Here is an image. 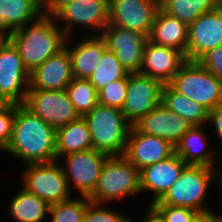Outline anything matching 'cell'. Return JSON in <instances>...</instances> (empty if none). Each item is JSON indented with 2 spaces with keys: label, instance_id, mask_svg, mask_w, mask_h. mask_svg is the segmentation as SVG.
Here are the masks:
<instances>
[{
  "label": "cell",
  "instance_id": "6da1fadb",
  "mask_svg": "<svg viewBox=\"0 0 222 222\" xmlns=\"http://www.w3.org/2000/svg\"><path fill=\"white\" fill-rule=\"evenodd\" d=\"M28 164L56 160V129L24 104H16L12 137L4 150Z\"/></svg>",
  "mask_w": 222,
  "mask_h": 222
},
{
  "label": "cell",
  "instance_id": "7a4b0ae2",
  "mask_svg": "<svg viewBox=\"0 0 222 222\" xmlns=\"http://www.w3.org/2000/svg\"><path fill=\"white\" fill-rule=\"evenodd\" d=\"M59 26L53 15L43 14L10 34L29 73L65 48L67 37Z\"/></svg>",
  "mask_w": 222,
  "mask_h": 222
},
{
  "label": "cell",
  "instance_id": "3957f363",
  "mask_svg": "<svg viewBox=\"0 0 222 222\" xmlns=\"http://www.w3.org/2000/svg\"><path fill=\"white\" fill-rule=\"evenodd\" d=\"M213 183L218 186L216 167L187 165L165 195L152 205L185 207L200 214L213 212L204 205L209 186Z\"/></svg>",
  "mask_w": 222,
  "mask_h": 222
},
{
  "label": "cell",
  "instance_id": "277c9868",
  "mask_svg": "<svg viewBox=\"0 0 222 222\" xmlns=\"http://www.w3.org/2000/svg\"><path fill=\"white\" fill-rule=\"evenodd\" d=\"M82 117L90 130L93 149L109 156H123L132 125L121 109L98 103Z\"/></svg>",
  "mask_w": 222,
  "mask_h": 222
},
{
  "label": "cell",
  "instance_id": "5b68a950",
  "mask_svg": "<svg viewBox=\"0 0 222 222\" xmlns=\"http://www.w3.org/2000/svg\"><path fill=\"white\" fill-rule=\"evenodd\" d=\"M140 171L124 156H109L88 198L97 204L140 194Z\"/></svg>",
  "mask_w": 222,
  "mask_h": 222
},
{
  "label": "cell",
  "instance_id": "8992f818",
  "mask_svg": "<svg viewBox=\"0 0 222 222\" xmlns=\"http://www.w3.org/2000/svg\"><path fill=\"white\" fill-rule=\"evenodd\" d=\"M169 85L208 111L222 104V80L212 75L198 61H186Z\"/></svg>",
  "mask_w": 222,
  "mask_h": 222
},
{
  "label": "cell",
  "instance_id": "52a82bcc",
  "mask_svg": "<svg viewBox=\"0 0 222 222\" xmlns=\"http://www.w3.org/2000/svg\"><path fill=\"white\" fill-rule=\"evenodd\" d=\"M57 161L28 164L22 173V188L35 194L49 205L69 200L72 197L62 166Z\"/></svg>",
  "mask_w": 222,
  "mask_h": 222
},
{
  "label": "cell",
  "instance_id": "ba28073f",
  "mask_svg": "<svg viewBox=\"0 0 222 222\" xmlns=\"http://www.w3.org/2000/svg\"><path fill=\"white\" fill-rule=\"evenodd\" d=\"M24 105L50 126L58 129L80 116L68 98L66 90L29 88Z\"/></svg>",
  "mask_w": 222,
  "mask_h": 222
},
{
  "label": "cell",
  "instance_id": "9c48e42d",
  "mask_svg": "<svg viewBox=\"0 0 222 222\" xmlns=\"http://www.w3.org/2000/svg\"><path fill=\"white\" fill-rule=\"evenodd\" d=\"M30 73L18 49L9 41L0 52V99L4 104H24Z\"/></svg>",
  "mask_w": 222,
  "mask_h": 222
},
{
  "label": "cell",
  "instance_id": "30bf717a",
  "mask_svg": "<svg viewBox=\"0 0 222 222\" xmlns=\"http://www.w3.org/2000/svg\"><path fill=\"white\" fill-rule=\"evenodd\" d=\"M109 155L95 149L78 151L61 157L66 164L61 165L69 190H77L81 196H89L95 189L102 166ZM65 165V166H64Z\"/></svg>",
  "mask_w": 222,
  "mask_h": 222
},
{
  "label": "cell",
  "instance_id": "8fae6325",
  "mask_svg": "<svg viewBox=\"0 0 222 222\" xmlns=\"http://www.w3.org/2000/svg\"><path fill=\"white\" fill-rule=\"evenodd\" d=\"M53 16L64 23L60 28L67 38L73 36L75 26L97 29V36H101L109 25V0H75L64 4Z\"/></svg>",
  "mask_w": 222,
  "mask_h": 222
},
{
  "label": "cell",
  "instance_id": "7c38bea8",
  "mask_svg": "<svg viewBox=\"0 0 222 222\" xmlns=\"http://www.w3.org/2000/svg\"><path fill=\"white\" fill-rule=\"evenodd\" d=\"M164 84L140 73H130L127 95L122 108L126 120L133 126L152 109L161 104Z\"/></svg>",
  "mask_w": 222,
  "mask_h": 222
},
{
  "label": "cell",
  "instance_id": "4fadbf2b",
  "mask_svg": "<svg viewBox=\"0 0 222 222\" xmlns=\"http://www.w3.org/2000/svg\"><path fill=\"white\" fill-rule=\"evenodd\" d=\"M159 9L155 0H109V24L149 37Z\"/></svg>",
  "mask_w": 222,
  "mask_h": 222
},
{
  "label": "cell",
  "instance_id": "5bb4252c",
  "mask_svg": "<svg viewBox=\"0 0 222 222\" xmlns=\"http://www.w3.org/2000/svg\"><path fill=\"white\" fill-rule=\"evenodd\" d=\"M101 37L105 40L107 49L115 53L129 73L140 72L144 48L148 41L145 34L109 24Z\"/></svg>",
  "mask_w": 222,
  "mask_h": 222
},
{
  "label": "cell",
  "instance_id": "9a60e30c",
  "mask_svg": "<svg viewBox=\"0 0 222 222\" xmlns=\"http://www.w3.org/2000/svg\"><path fill=\"white\" fill-rule=\"evenodd\" d=\"M222 46V6L200 15L188 25L186 61H198L210 49Z\"/></svg>",
  "mask_w": 222,
  "mask_h": 222
},
{
  "label": "cell",
  "instance_id": "2e32d148",
  "mask_svg": "<svg viewBox=\"0 0 222 222\" xmlns=\"http://www.w3.org/2000/svg\"><path fill=\"white\" fill-rule=\"evenodd\" d=\"M175 153V147L163 138L148 135L131 126L123 156L139 171L163 161Z\"/></svg>",
  "mask_w": 222,
  "mask_h": 222
},
{
  "label": "cell",
  "instance_id": "e0dca14e",
  "mask_svg": "<svg viewBox=\"0 0 222 222\" xmlns=\"http://www.w3.org/2000/svg\"><path fill=\"white\" fill-rule=\"evenodd\" d=\"M133 126L142 133L163 138L174 147L193 127L188 120L174 114L162 105V103L152 109Z\"/></svg>",
  "mask_w": 222,
  "mask_h": 222
},
{
  "label": "cell",
  "instance_id": "ac0fdd59",
  "mask_svg": "<svg viewBox=\"0 0 222 222\" xmlns=\"http://www.w3.org/2000/svg\"><path fill=\"white\" fill-rule=\"evenodd\" d=\"M185 62V55L178 49L156 45L148 40L139 73L169 84Z\"/></svg>",
  "mask_w": 222,
  "mask_h": 222
},
{
  "label": "cell",
  "instance_id": "d6986e66",
  "mask_svg": "<svg viewBox=\"0 0 222 222\" xmlns=\"http://www.w3.org/2000/svg\"><path fill=\"white\" fill-rule=\"evenodd\" d=\"M186 166L181 157L174 153L169 158L140 171L141 193L148 191L155 195L149 205L159 201L165 195Z\"/></svg>",
  "mask_w": 222,
  "mask_h": 222
},
{
  "label": "cell",
  "instance_id": "ffe728a7",
  "mask_svg": "<svg viewBox=\"0 0 222 222\" xmlns=\"http://www.w3.org/2000/svg\"><path fill=\"white\" fill-rule=\"evenodd\" d=\"M73 78L71 57L69 51L64 48L30 73L29 88L64 90Z\"/></svg>",
  "mask_w": 222,
  "mask_h": 222
},
{
  "label": "cell",
  "instance_id": "44dd1931",
  "mask_svg": "<svg viewBox=\"0 0 222 222\" xmlns=\"http://www.w3.org/2000/svg\"><path fill=\"white\" fill-rule=\"evenodd\" d=\"M69 39L66 40L65 48L71 57L74 78L89 79L107 50L106 42L101 36L93 34L71 47Z\"/></svg>",
  "mask_w": 222,
  "mask_h": 222
},
{
  "label": "cell",
  "instance_id": "7402d4cb",
  "mask_svg": "<svg viewBox=\"0 0 222 222\" xmlns=\"http://www.w3.org/2000/svg\"><path fill=\"white\" fill-rule=\"evenodd\" d=\"M204 125L193 126L175 146V153L187 165H203L216 167L217 150L207 141V136L202 131ZM216 151V152H215Z\"/></svg>",
  "mask_w": 222,
  "mask_h": 222
},
{
  "label": "cell",
  "instance_id": "603a6c76",
  "mask_svg": "<svg viewBox=\"0 0 222 222\" xmlns=\"http://www.w3.org/2000/svg\"><path fill=\"white\" fill-rule=\"evenodd\" d=\"M43 14V0H0V32L12 34Z\"/></svg>",
  "mask_w": 222,
  "mask_h": 222
},
{
  "label": "cell",
  "instance_id": "cb8c5ba5",
  "mask_svg": "<svg viewBox=\"0 0 222 222\" xmlns=\"http://www.w3.org/2000/svg\"><path fill=\"white\" fill-rule=\"evenodd\" d=\"M148 40L156 45L176 48L186 58L188 25L169 16L160 8L156 13Z\"/></svg>",
  "mask_w": 222,
  "mask_h": 222
},
{
  "label": "cell",
  "instance_id": "d4e9b609",
  "mask_svg": "<svg viewBox=\"0 0 222 222\" xmlns=\"http://www.w3.org/2000/svg\"><path fill=\"white\" fill-rule=\"evenodd\" d=\"M93 149L92 138L87 123L83 117L56 129V160L61 157Z\"/></svg>",
  "mask_w": 222,
  "mask_h": 222
},
{
  "label": "cell",
  "instance_id": "484cf974",
  "mask_svg": "<svg viewBox=\"0 0 222 222\" xmlns=\"http://www.w3.org/2000/svg\"><path fill=\"white\" fill-rule=\"evenodd\" d=\"M161 103L174 114L188 120L193 126H205L208 123L209 111L175 91L169 84H164Z\"/></svg>",
  "mask_w": 222,
  "mask_h": 222
},
{
  "label": "cell",
  "instance_id": "4316f807",
  "mask_svg": "<svg viewBox=\"0 0 222 222\" xmlns=\"http://www.w3.org/2000/svg\"><path fill=\"white\" fill-rule=\"evenodd\" d=\"M49 204L24 188L10 200L9 213L17 222H43L49 213Z\"/></svg>",
  "mask_w": 222,
  "mask_h": 222
},
{
  "label": "cell",
  "instance_id": "83f0119b",
  "mask_svg": "<svg viewBox=\"0 0 222 222\" xmlns=\"http://www.w3.org/2000/svg\"><path fill=\"white\" fill-rule=\"evenodd\" d=\"M220 5L219 0H163L160 8L169 16L190 25L200 15L216 9Z\"/></svg>",
  "mask_w": 222,
  "mask_h": 222
},
{
  "label": "cell",
  "instance_id": "f1b7e54d",
  "mask_svg": "<svg viewBox=\"0 0 222 222\" xmlns=\"http://www.w3.org/2000/svg\"><path fill=\"white\" fill-rule=\"evenodd\" d=\"M129 74L128 70L116 58L115 53L107 49L88 80L95 87V90L99 92L111 82L124 79Z\"/></svg>",
  "mask_w": 222,
  "mask_h": 222
},
{
  "label": "cell",
  "instance_id": "f546056e",
  "mask_svg": "<svg viewBox=\"0 0 222 222\" xmlns=\"http://www.w3.org/2000/svg\"><path fill=\"white\" fill-rule=\"evenodd\" d=\"M65 90L80 117L98 104V92L88 79L73 78Z\"/></svg>",
  "mask_w": 222,
  "mask_h": 222
},
{
  "label": "cell",
  "instance_id": "4dcf8cb0",
  "mask_svg": "<svg viewBox=\"0 0 222 222\" xmlns=\"http://www.w3.org/2000/svg\"><path fill=\"white\" fill-rule=\"evenodd\" d=\"M91 202L87 196H81V199L71 197L69 200L50 205V222H82Z\"/></svg>",
  "mask_w": 222,
  "mask_h": 222
},
{
  "label": "cell",
  "instance_id": "1f68e13d",
  "mask_svg": "<svg viewBox=\"0 0 222 222\" xmlns=\"http://www.w3.org/2000/svg\"><path fill=\"white\" fill-rule=\"evenodd\" d=\"M128 76L111 82L98 92V103L122 110L127 95Z\"/></svg>",
  "mask_w": 222,
  "mask_h": 222
},
{
  "label": "cell",
  "instance_id": "d6a6232c",
  "mask_svg": "<svg viewBox=\"0 0 222 222\" xmlns=\"http://www.w3.org/2000/svg\"><path fill=\"white\" fill-rule=\"evenodd\" d=\"M106 207L105 205L91 202L82 222H135L130 216H124Z\"/></svg>",
  "mask_w": 222,
  "mask_h": 222
},
{
  "label": "cell",
  "instance_id": "836d02e7",
  "mask_svg": "<svg viewBox=\"0 0 222 222\" xmlns=\"http://www.w3.org/2000/svg\"><path fill=\"white\" fill-rule=\"evenodd\" d=\"M16 104H3L0 107V149L5 150L12 137Z\"/></svg>",
  "mask_w": 222,
  "mask_h": 222
},
{
  "label": "cell",
  "instance_id": "e575fe53",
  "mask_svg": "<svg viewBox=\"0 0 222 222\" xmlns=\"http://www.w3.org/2000/svg\"><path fill=\"white\" fill-rule=\"evenodd\" d=\"M164 218L165 222H193L200 214L198 211L177 206L152 205Z\"/></svg>",
  "mask_w": 222,
  "mask_h": 222
},
{
  "label": "cell",
  "instance_id": "d590c367",
  "mask_svg": "<svg viewBox=\"0 0 222 222\" xmlns=\"http://www.w3.org/2000/svg\"><path fill=\"white\" fill-rule=\"evenodd\" d=\"M198 62L212 75L222 80V46L210 49Z\"/></svg>",
  "mask_w": 222,
  "mask_h": 222
},
{
  "label": "cell",
  "instance_id": "8d00e7d4",
  "mask_svg": "<svg viewBox=\"0 0 222 222\" xmlns=\"http://www.w3.org/2000/svg\"><path fill=\"white\" fill-rule=\"evenodd\" d=\"M208 122L214 125L216 132L214 131L213 133L218 134V137L222 142V104H219L209 111Z\"/></svg>",
  "mask_w": 222,
  "mask_h": 222
},
{
  "label": "cell",
  "instance_id": "74e56055",
  "mask_svg": "<svg viewBox=\"0 0 222 222\" xmlns=\"http://www.w3.org/2000/svg\"><path fill=\"white\" fill-rule=\"evenodd\" d=\"M75 0H43L44 14L54 15L64 4Z\"/></svg>",
  "mask_w": 222,
  "mask_h": 222
},
{
  "label": "cell",
  "instance_id": "f35d334b",
  "mask_svg": "<svg viewBox=\"0 0 222 222\" xmlns=\"http://www.w3.org/2000/svg\"><path fill=\"white\" fill-rule=\"evenodd\" d=\"M146 212L142 222H165L161 214L152 205L148 206V211Z\"/></svg>",
  "mask_w": 222,
  "mask_h": 222
},
{
  "label": "cell",
  "instance_id": "ab89813d",
  "mask_svg": "<svg viewBox=\"0 0 222 222\" xmlns=\"http://www.w3.org/2000/svg\"><path fill=\"white\" fill-rule=\"evenodd\" d=\"M193 222H222V215L214 212L199 214Z\"/></svg>",
  "mask_w": 222,
  "mask_h": 222
},
{
  "label": "cell",
  "instance_id": "60d3db41",
  "mask_svg": "<svg viewBox=\"0 0 222 222\" xmlns=\"http://www.w3.org/2000/svg\"><path fill=\"white\" fill-rule=\"evenodd\" d=\"M9 41H10V34L6 32H0V52Z\"/></svg>",
  "mask_w": 222,
  "mask_h": 222
},
{
  "label": "cell",
  "instance_id": "b9f144b4",
  "mask_svg": "<svg viewBox=\"0 0 222 222\" xmlns=\"http://www.w3.org/2000/svg\"><path fill=\"white\" fill-rule=\"evenodd\" d=\"M218 187H219V189L222 190V170L221 169L218 171Z\"/></svg>",
  "mask_w": 222,
  "mask_h": 222
},
{
  "label": "cell",
  "instance_id": "7bdbcfd3",
  "mask_svg": "<svg viewBox=\"0 0 222 222\" xmlns=\"http://www.w3.org/2000/svg\"><path fill=\"white\" fill-rule=\"evenodd\" d=\"M4 103L2 102V100L0 99V107L3 105Z\"/></svg>",
  "mask_w": 222,
  "mask_h": 222
},
{
  "label": "cell",
  "instance_id": "ee69618b",
  "mask_svg": "<svg viewBox=\"0 0 222 222\" xmlns=\"http://www.w3.org/2000/svg\"><path fill=\"white\" fill-rule=\"evenodd\" d=\"M155 1H157V2H159V3L161 4V2H162L163 0H155Z\"/></svg>",
  "mask_w": 222,
  "mask_h": 222
}]
</instances>
